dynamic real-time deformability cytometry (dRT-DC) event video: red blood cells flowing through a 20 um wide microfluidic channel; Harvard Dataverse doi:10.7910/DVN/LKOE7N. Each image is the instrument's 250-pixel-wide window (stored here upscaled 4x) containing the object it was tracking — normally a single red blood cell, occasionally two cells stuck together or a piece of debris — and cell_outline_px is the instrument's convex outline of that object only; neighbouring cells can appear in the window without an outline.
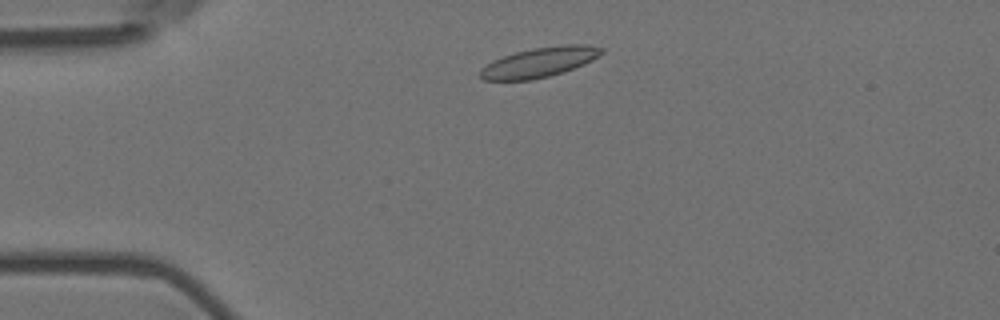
{"species": "Egyptian fruit bat (a non-hibernating species)", "species_latin": "Rousettus aegyptiacus", "temperature_condition": "room temperature", "stored_images_in_passage": 2, "camera_frame_rate_fps": 3000, "um_per_image_px": 0.085, "animal": {"sex": "female"}, "frame": {"image": 1, "passage_image": 1, "time_ms": 0.0, "image_size_px": [1000, 320], "cell_outline_px": [[604, 52], [600, 56], [584, 64], [564, 72], [532, 80], [484, 80], [480, 76], [480, 68], [492, 60], [516, 52], [532, 48], [564, 44], [588, 44], [604, 48]], "centroid_in_image_um": [45.88, 5.28], "position_along_channel_um": 39.1, "area_um2": 21.27}}
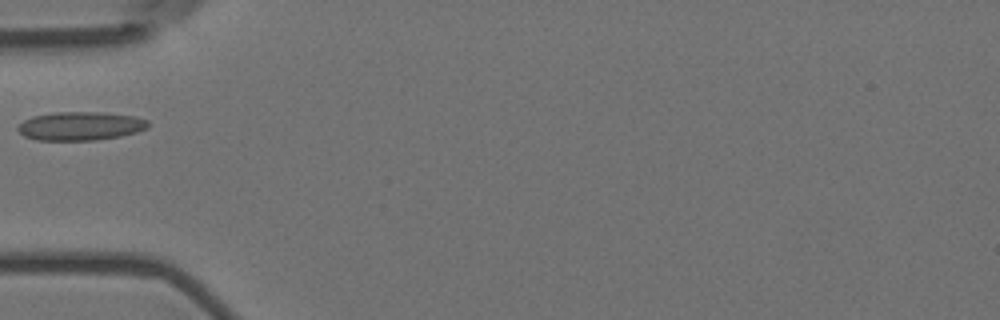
{"frame": {"image": 2, "passage_image": 2, "time_ms": 0.333, "image_size_px": [1000, 320], "cell_outline_px": [[148, 128], [136, 132], [120, 136], [96, 140], [36, 140], [24, 136], [16, 128], [24, 120], [32, 116], [56, 112], [100, 112], [132, 116], [148, 120]], "centroid_in_image_um": [6.82, 10.71], "position_along_channel_um": 78.2, "area_um2": 21.62}}